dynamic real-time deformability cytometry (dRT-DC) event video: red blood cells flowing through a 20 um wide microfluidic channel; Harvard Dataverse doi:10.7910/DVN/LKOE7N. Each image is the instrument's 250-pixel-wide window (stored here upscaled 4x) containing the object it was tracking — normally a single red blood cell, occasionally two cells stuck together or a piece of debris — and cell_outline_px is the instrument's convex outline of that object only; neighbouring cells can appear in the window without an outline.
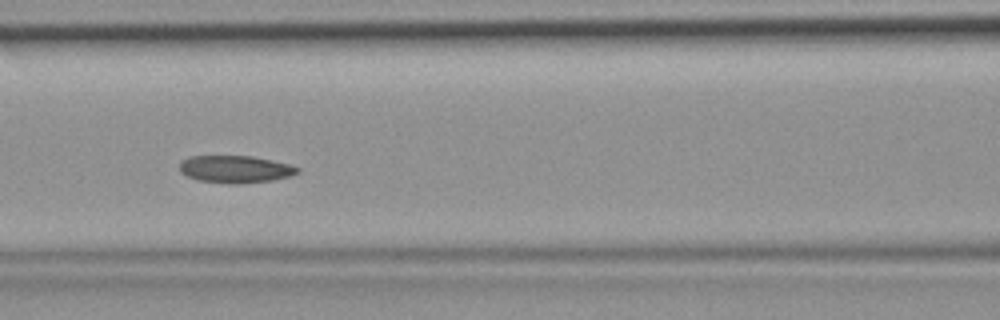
{"species": "common noctule bat (a hibernating species)", "species_latin": "Nyctalus noctula", "temperature_condition": "room temperature", "stored_images_in_passage": 3, "camera_frame_rate_fps": 3000, "um_per_image_px": 0.085, "animal": {"sex": "female", "body_mass_g": 19.9}, "frame": {"image": 1, "passage_image": 3, "time_ms": 0.667, "image_size_px": [1000, 320], "cell_outline_px": [[300, 172], [288, 176], [272, 180], [240, 184], [228, 184], [200, 180], [188, 176], [180, 172], [180, 160], [188, 156], [252, 156], [272, 160], [288, 164], [300, 168]], "centroid_in_image_um": [19.98, 14.37], "position_along_channel_um": 146.6, "area_um2": 18.79}}